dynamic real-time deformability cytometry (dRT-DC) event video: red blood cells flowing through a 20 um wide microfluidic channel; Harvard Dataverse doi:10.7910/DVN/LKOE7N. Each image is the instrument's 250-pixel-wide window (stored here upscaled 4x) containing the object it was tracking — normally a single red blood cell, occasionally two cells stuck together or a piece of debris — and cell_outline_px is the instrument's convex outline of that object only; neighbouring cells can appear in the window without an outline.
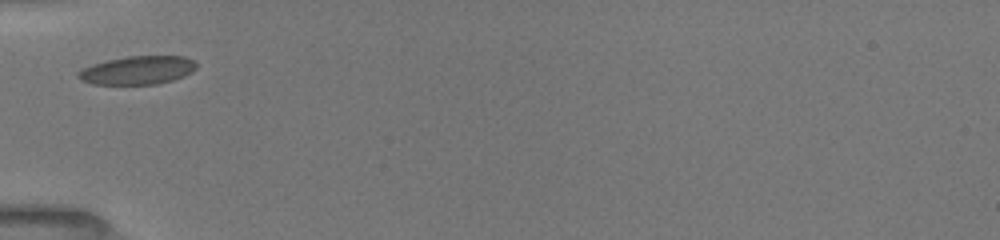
{"species": "common noctule bat (a hibernating species)", "species_latin": "Nyctalus noctula", "temperature_condition": "room temperature", "stored_images_in_passage": 11, "camera_frame_rate_fps": 3000, "um_per_image_px": 0.085, "animal": {"sex": "female", "body_mass_g": 19.5, "forearm_length_mm": 54.1}, "frame": {"image": 1, "passage_image": 1, "time_ms": 0.0, "image_size_px": [1000, 240], "cell_outline_px": [[196, 68], [192, 72], [184, 76], [172, 80], [156, 84], [92, 84], [80, 80], [76, 76], [76, 72], [92, 64], [108, 60], [128, 56], [184, 56], [196, 60]], "centroid_in_image_um": [11.7, 5.97], "position_along_channel_um": 73.3, "area_um2": 19.65}}
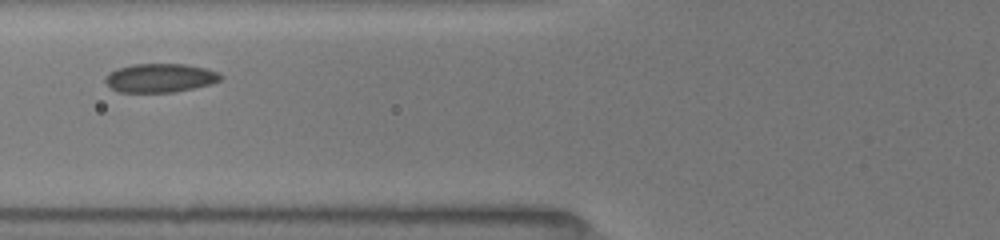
{"frame": {"image": 2, "passage_image": 4, "time_ms": 1.0, "image_size_px": [1000, 240], "cell_outline_px": [[220, 80], [212, 84], [176, 92], [120, 92], [112, 88], [104, 80], [108, 72], [116, 68], [132, 64], [184, 64], [204, 68], [220, 72]], "centroid_in_image_um": [13.6, 6.62], "position_along_channel_um": 112.2, "area_um2": 19.36}}
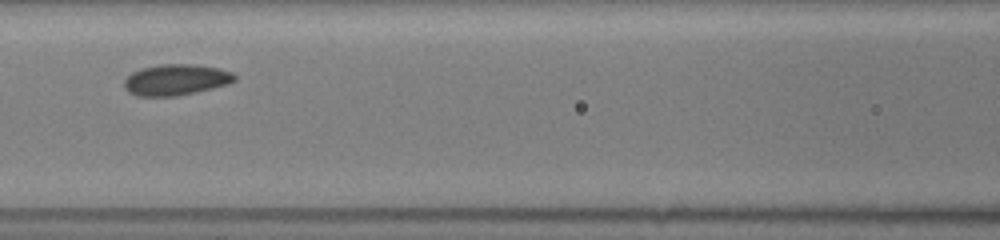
{"frame": {"image": 3, "passage_image": 7, "time_ms": 2.0, "image_size_px": [1000, 240], "cell_outline_px": [[236, 80], [228, 84], [212, 88], [176, 96], [136, 96], [128, 92], [124, 88], [124, 80], [132, 72], [140, 68], [160, 64], [196, 64], [220, 68], [232, 72], [236, 76]], "centroid_in_image_um": [14.94, 6.77], "position_along_channel_um": 151.7, "area_um2": 20.11}}